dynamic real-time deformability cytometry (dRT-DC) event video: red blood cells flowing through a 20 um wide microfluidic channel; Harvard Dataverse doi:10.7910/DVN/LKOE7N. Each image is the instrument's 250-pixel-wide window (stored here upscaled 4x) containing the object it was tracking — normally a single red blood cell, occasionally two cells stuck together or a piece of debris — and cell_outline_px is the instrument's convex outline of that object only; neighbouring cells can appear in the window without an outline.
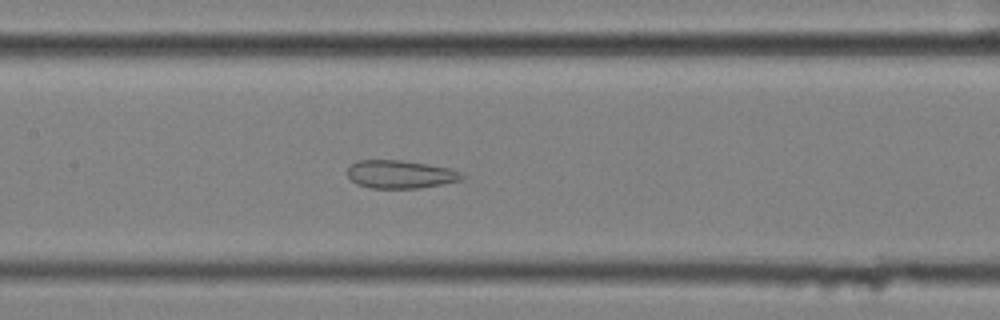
{"species": "common noctule bat (a hibernating species)", "species_latin": "Nyctalus noctula", "temperature_condition": "cold", "stored_images_in_passage": 58, "segment_of_instrument_passage": [2, 2], "camera_frame_rate_fps": 3000, "um_per_image_px": 0.085, "animal": {"sex": "female", "body_mass_g": 25.1}, "frame": {"image": 1, "passage_image": 28, "time_ms": 9.0, "image_size_px": [1000, 320], "cell_outline_px": [[464, 176], [460, 180], [420, 188], [372, 188], [356, 184], [348, 176], [348, 168], [356, 160], [400, 160], [448, 168], [460, 172]], "centroid_in_image_um": [33.98, 14.82], "position_along_channel_um": 173.4, "area_um2": 18.44}}
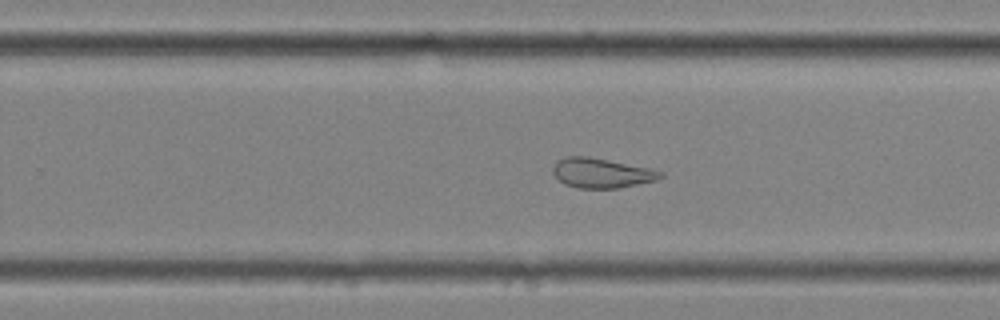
{"frame": {"image": 2, "passage_image": 37, "time_ms": 12.0, "image_size_px": [1000, 320], "cell_outline_px": [[664, 176], [656, 180], [616, 188], [576, 188], [564, 184], [552, 172], [552, 168], [556, 160], [568, 156], [588, 156], [648, 168], [664, 172]], "centroid_in_image_um": [51.09, 14.7], "position_along_channel_um": 278.7, "area_um2": 18.5}}
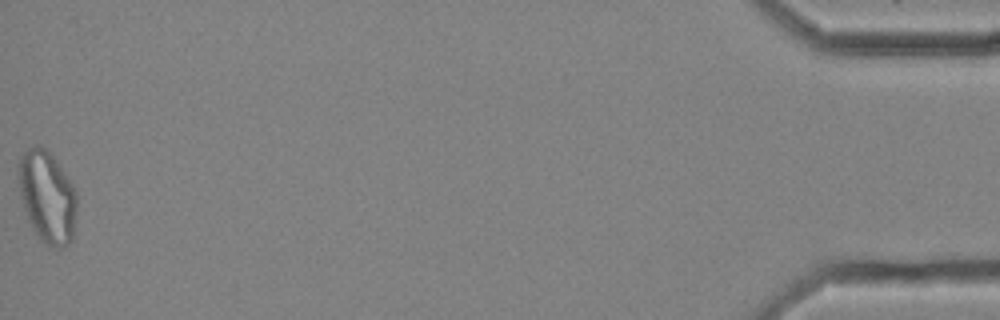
{"frame": {"image": 3, "passage_image": 58, "time_ms": 19.0, "image_size_px": [1000, 320], "cell_outline_px": [[76, 212], [72, 240], [68, 244], [60, 248], [56, 248], [44, 244], [36, 236], [28, 220], [20, 196], [20, 160], [24, 152], [36, 144], [40, 144], [56, 160], [72, 184], [76, 192]], "centroid_in_image_um": [4.03, 16.78], "position_along_channel_um": 431.2, "area_um2": 30.92}}